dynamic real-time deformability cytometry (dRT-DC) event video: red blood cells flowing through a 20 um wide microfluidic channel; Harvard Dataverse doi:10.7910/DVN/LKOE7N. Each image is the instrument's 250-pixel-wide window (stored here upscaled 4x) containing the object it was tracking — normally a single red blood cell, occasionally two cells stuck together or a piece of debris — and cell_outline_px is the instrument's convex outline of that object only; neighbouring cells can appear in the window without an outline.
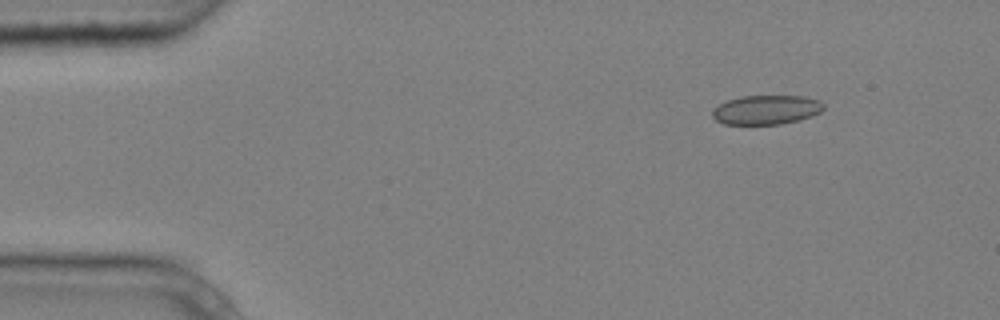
{"species": "common noctule bat (a hibernating species)", "species_latin": "Nyctalus noctula", "temperature_condition": "cold", "stored_images_in_passage": 6, "segment_of_instrument_passage": [2, 2], "camera_frame_rate_fps": 3000, "um_per_image_px": 0.085, "animal": {"sex": "male", "body_mass_g": 20.4}, "frame": {"image": 1, "passage_image": 6, "time_ms": 1.667, "image_size_px": [1000, 320], "cell_outline_px": [[824, 108], [820, 112], [812, 116], [800, 120], [780, 124], [724, 124], [716, 120], [712, 116], [712, 108], [728, 100], [740, 96], [804, 96], [820, 100], [824, 104]], "centroid_in_image_um": [65.14, 9.33], "position_along_channel_um": 19.9, "area_um2": 19.07}}